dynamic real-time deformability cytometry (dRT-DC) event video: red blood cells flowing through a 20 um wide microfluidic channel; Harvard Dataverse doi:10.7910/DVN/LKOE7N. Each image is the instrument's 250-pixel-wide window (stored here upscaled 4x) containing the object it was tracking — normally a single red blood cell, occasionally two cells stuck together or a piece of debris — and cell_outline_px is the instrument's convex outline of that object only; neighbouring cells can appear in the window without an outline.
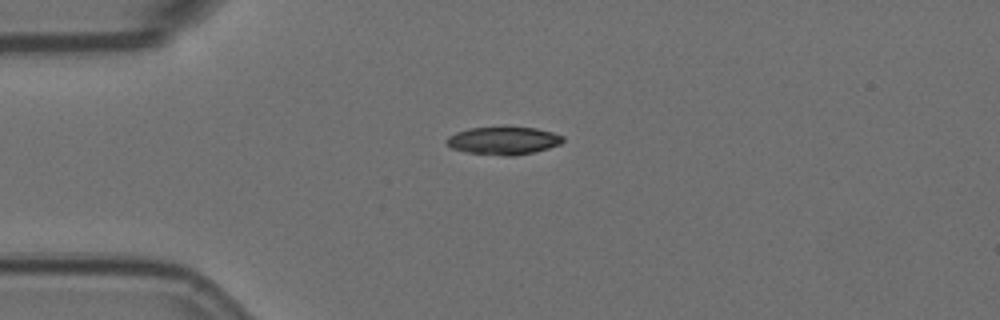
{"species": "Egyptian fruit bat (a non-hibernating species)", "species_latin": "Rousettus aegyptiacus", "temperature_condition": "room temperature", "stored_images_in_passage": 44, "camera_frame_rate_fps": 3000, "um_per_image_px": 0.085, "animal": {"sex": "female"}, "frame": {"image": 1, "passage_image": 1, "time_ms": 0.0, "image_size_px": [1000, 320], "cell_outline_px": [[564, 140], [560, 144], [548, 148], [532, 152], [512, 156], [504, 156], [464, 152], [452, 148], [444, 140], [448, 136], [456, 132], [468, 128], [504, 124], [536, 128], [552, 132], [564, 136]], "centroid_in_image_um": [42.77, 11.91], "position_along_channel_um": 42.2, "area_um2": 19.65}}
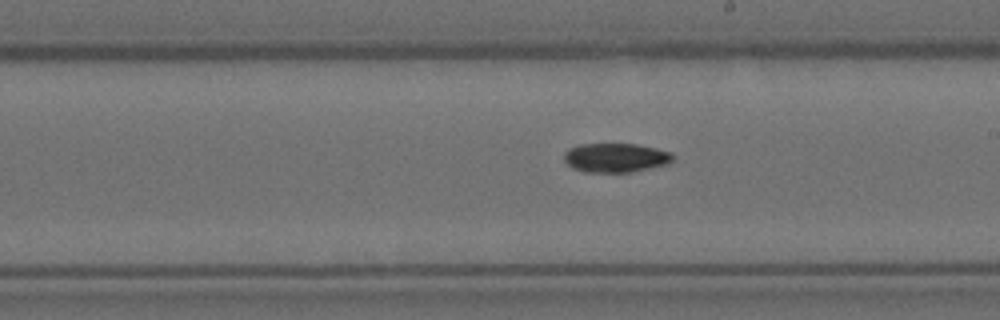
{"frame": {"image": 2, "passage_image": 19, "time_ms": 6.0, "image_size_px": [1000, 320], "cell_outline_px": [[676, 156], [668, 164], [632, 172], [584, 172], [572, 168], [564, 160], [564, 152], [568, 148], [580, 144], [636, 144], [656, 148], [672, 152]], "centroid_in_image_um": [52.34, 13.4], "position_along_channel_um": 236.7, "area_um2": 18.67}}
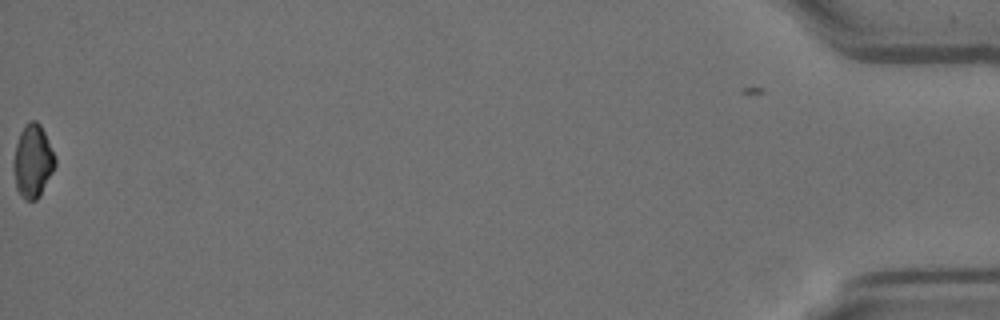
{"frame": {"image": 3, "passage_image": 44, "time_ms": 14.333, "image_size_px": [1000, 320], "cell_outline_px": [[56, 164], [40, 196], [36, 200], [24, 200], [16, 188], [12, 172], [12, 164], [16, 144], [20, 132], [24, 124], [28, 120], [36, 120], [40, 124], [48, 140], [56, 160]], "centroid_in_image_um": [2.75, 13.69], "position_along_channel_um": 432.4, "area_um2": 17.86}}